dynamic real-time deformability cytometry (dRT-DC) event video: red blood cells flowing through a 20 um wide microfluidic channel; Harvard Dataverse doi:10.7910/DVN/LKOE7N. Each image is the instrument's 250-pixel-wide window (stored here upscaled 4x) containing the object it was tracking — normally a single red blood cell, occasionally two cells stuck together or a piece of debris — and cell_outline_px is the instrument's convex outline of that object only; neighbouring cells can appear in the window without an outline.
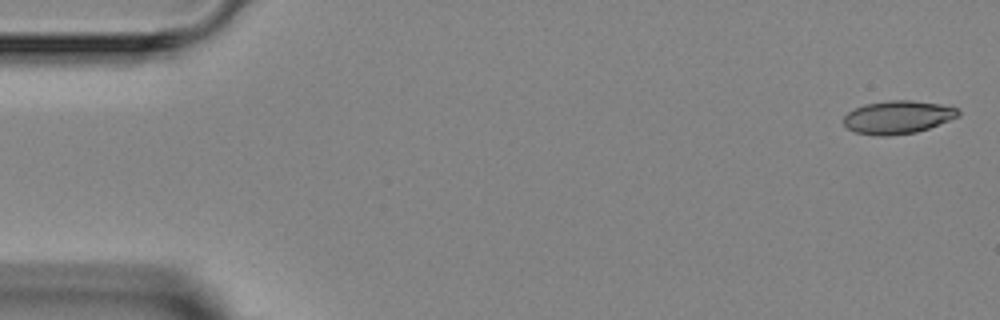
{"species": "Egyptian fruit bat (a non-hibernating species)", "species_latin": "Rousettus aegyptiacus", "temperature_condition": "room temperature", "stored_images_in_passage": 5, "segment_of_instrument_passage": [1, 2], "camera_frame_rate_fps": 3000, "um_per_image_px": 0.085, "animal": {"sex": "female"}, "frame": {"image": 1, "passage_image": 1, "time_ms": 0.0, "image_size_px": [1000, 320], "cell_outline_px": [[960, 116], [928, 128], [916, 132], [888, 136], [872, 136], [852, 132], [844, 124], [844, 116], [848, 112], [864, 104], [888, 100], [912, 100], [940, 104], [956, 108], [960, 112]], "centroid_in_image_um": [76.28, 9.97], "position_along_channel_um": 8.7, "area_um2": 22.2}}